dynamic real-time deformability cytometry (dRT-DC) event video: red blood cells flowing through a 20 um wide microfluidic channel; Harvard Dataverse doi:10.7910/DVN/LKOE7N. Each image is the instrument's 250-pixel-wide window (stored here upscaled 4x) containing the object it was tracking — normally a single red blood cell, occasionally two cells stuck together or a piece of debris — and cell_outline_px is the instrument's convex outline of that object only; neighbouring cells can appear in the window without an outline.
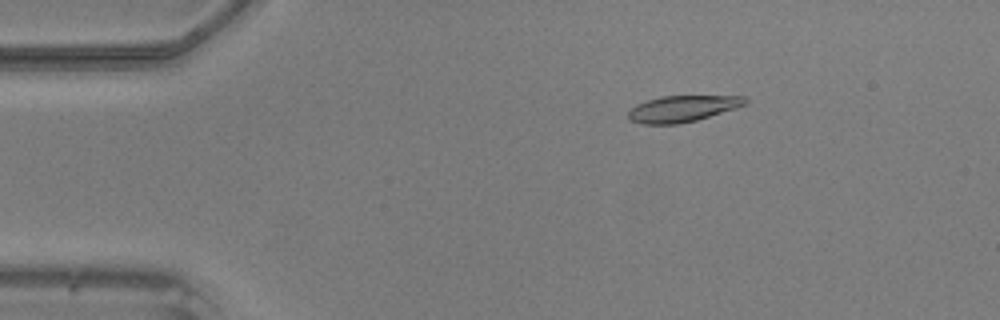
{"species": "common noctule bat (a hibernating species)", "species_latin": "Nyctalus noctula", "temperature_condition": "warm", "stored_images_in_passage": 43, "camera_frame_rate_fps": 3000, "um_per_image_px": 0.085, "animal": {"sex": "male", "body_mass_g": 20.5, "forearm_length_mm": 52.5}, "frame": {"image": 1, "passage_image": 3, "time_ms": 0.667, "image_size_px": [1000, 320], "cell_outline_px": [[748, 104], [696, 120], [676, 124], [644, 124], [628, 120], [628, 112], [636, 104], [660, 96], [744, 96], [748, 100]], "centroid_in_image_um": [58.0, 9.23], "position_along_channel_um": 27.0, "area_um2": 17.8}}
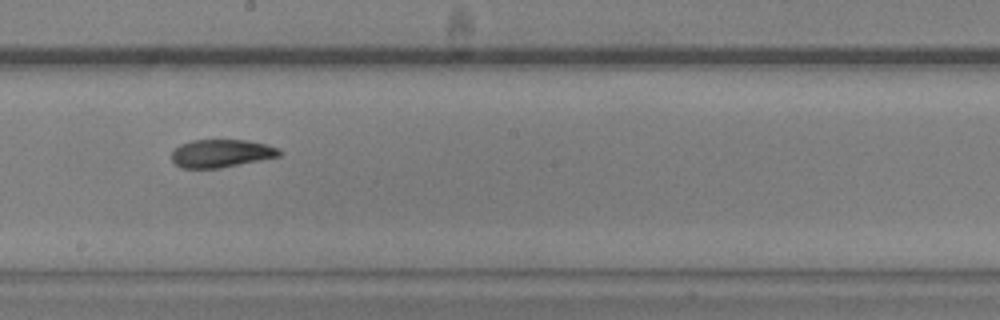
{"frame": {"image": 2, "passage_image": 22, "time_ms": 7.0, "image_size_px": [1000, 320], "cell_outline_px": [[280, 156], [220, 168], [180, 168], [172, 160], [172, 152], [180, 144], [192, 140], [248, 140], [280, 148]], "centroid_in_image_um": [18.79, 13.03], "position_along_channel_um": 229.4, "area_um2": 17.46}}
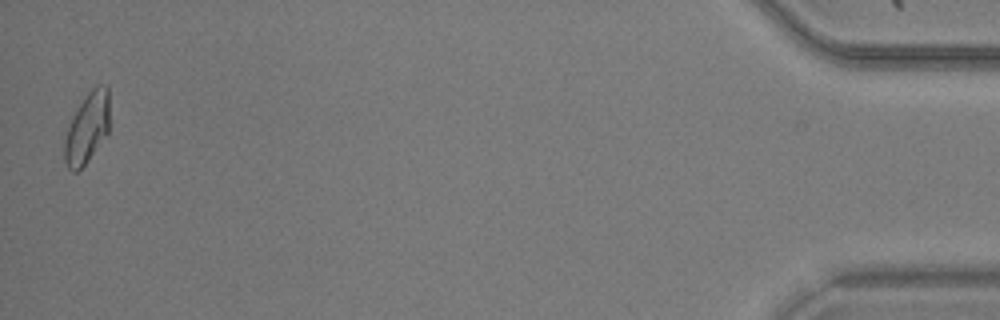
{"frame": {"image": 3, "passage_image": 43, "time_ms": 14.0, "image_size_px": [1000, 320], "cell_outline_px": [[108, 132], [88, 160], [76, 172], [72, 172], [68, 168], [64, 160], [64, 140], [72, 116], [88, 92], [96, 84], [108, 84]], "centroid_in_image_um": [7.39, 10.86], "position_along_channel_um": 427.8, "area_um2": 18.32}}